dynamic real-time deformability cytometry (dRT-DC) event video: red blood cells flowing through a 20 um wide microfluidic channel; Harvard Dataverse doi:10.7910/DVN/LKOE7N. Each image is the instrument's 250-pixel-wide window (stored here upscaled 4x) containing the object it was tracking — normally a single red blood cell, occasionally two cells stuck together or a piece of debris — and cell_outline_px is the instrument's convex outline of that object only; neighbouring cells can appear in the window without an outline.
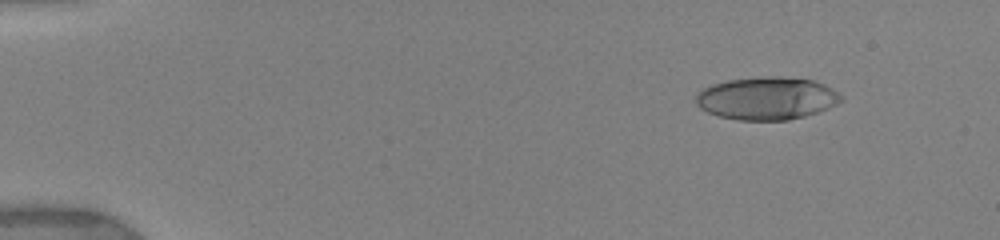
{"species": "human", "species_latin": "Homo sapiens", "temperature_condition": "warm", "stored_images_in_passage": 7, "camera_frame_rate_fps": 3000, "um_per_image_px": 0.085, "donor": {"sex": "female"}, "frame": {"image": 1, "passage_image": 3, "time_ms": 1.667, "image_size_px": [1000, 240], "cell_outline_px": [[844, 100], [828, 108], [804, 116], [788, 120], [740, 120], [720, 116], [708, 112], [700, 108], [696, 104], [696, 96], [700, 88], [712, 84], [728, 80], [768, 76], [780, 76], [812, 80], [824, 84], [832, 88], [844, 96]], "centroid_in_image_um": [65.18, 8.35], "position_along_channel_um": 19.8, "area_um2": 36.24}}
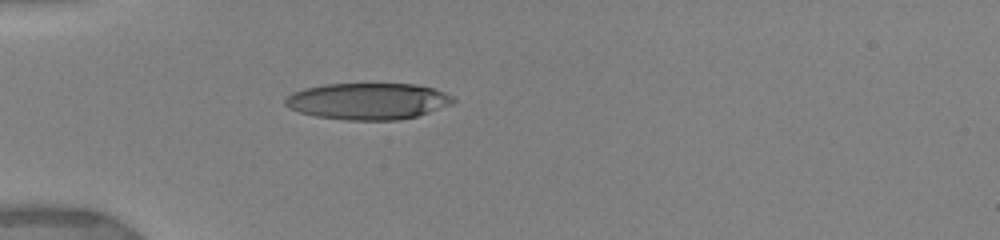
{"frame": {"image": 2, "passage_image": 7, "time_ms": 5.0, "image_size_px": [1000, 240], "cell_outline_px": [[456, 100], [452, 104], [416, 116], [396, 120], [348, 120], [316, 116], [300, 112], [288, 108], [284, 104], [284, 100], [292, 92], [304, 88], [324, 84], [416, 84], [432, 88], [444, 92], [452, 96]], "centroid_in_image_um": [31.25, 8.6], "position_along_channel_um": 53.7, "area_um2": 35.66}}